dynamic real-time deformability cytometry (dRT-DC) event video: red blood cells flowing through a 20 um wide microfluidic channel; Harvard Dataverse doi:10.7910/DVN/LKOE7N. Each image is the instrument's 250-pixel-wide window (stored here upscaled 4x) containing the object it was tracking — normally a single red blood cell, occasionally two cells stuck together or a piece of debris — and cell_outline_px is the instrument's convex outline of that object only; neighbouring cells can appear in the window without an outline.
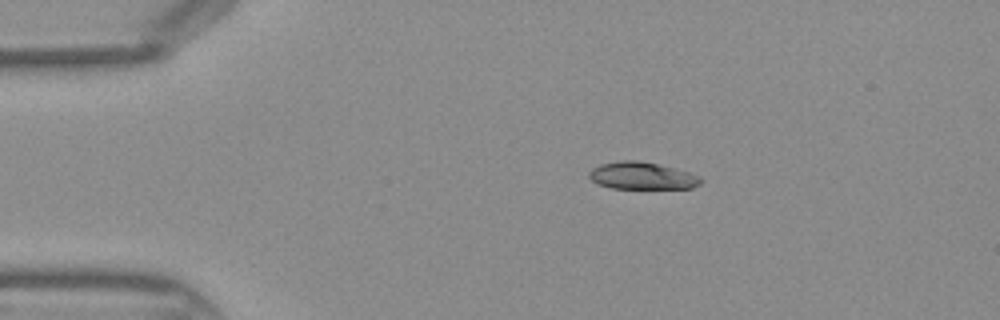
{"species": "Egyptian fruit bat (a non-hibernating species)", "species_latin": "Rousettus aegyptiacus", "temperature_condition": "warm", "stored_images_in_passage": 37, "camera_frame_rate_fps": 3000, "um_per_image_px": 0.085, "frame": {"image": 1, "passage_image": 1, "time_ms": 0.0, "image_size_px": [1000, 320], "cell_outline_px": [[704, 180], [700, 184], [692, 188], [612, 188], [596, 184], [588, 176], [588, 172], [592, 168], [600, 164], [620, 160], [636, 160], [656, 164], [688, 172], [700, 176]], "centroid_in_image_um": [54.54, 14.94], "position_along_channel_um": 30.5, "area_um2": 17.69}}
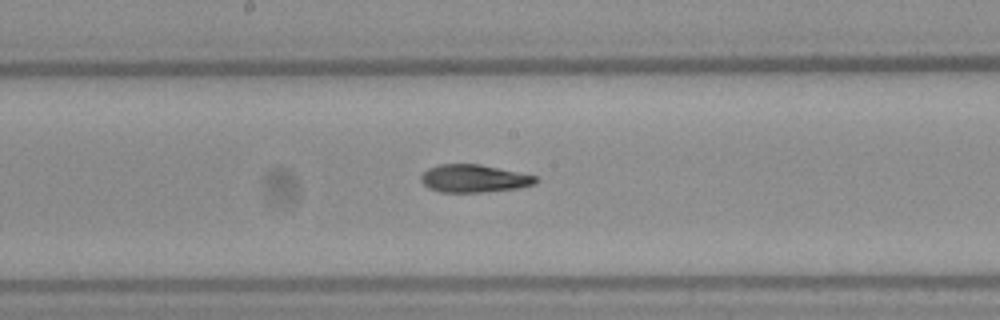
{"frame": {"image": 2, "passage_image": 16, "time_ms": 5.0, "image_size_px": [1000, 320], "cell_outline_px": [[540, 180], [536, 184], [520, 188], [484, 192], [440, 192], [428, 188], [420, 180], [420, 176], [428, 168], [440, 164], [480, 164], [536, 176]], "centroid_in_image_um": [40.3, 15.18], "position_along_channel_um": 207.9, "area_um2": 18.67}}
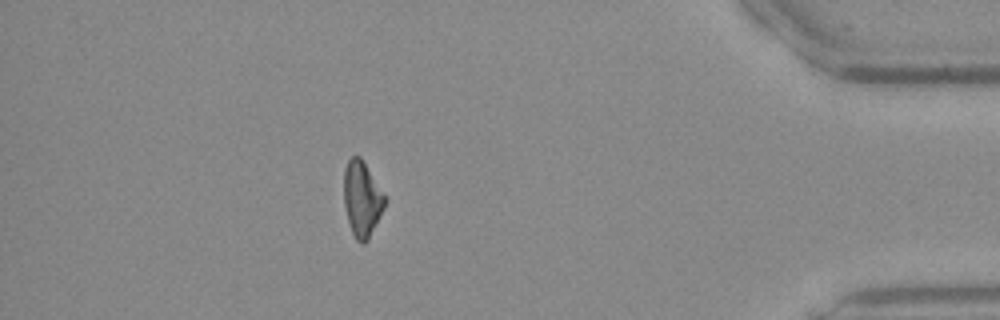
{"frame": {"image": 3, "passage_image": 32, "time_ms": 10.333, "image_size_px": [1000, 320], "cell_outline_px": [[388, 200], [368, 240], [364, 244], [360, 244], [356, 240], [352, 232], [348, 220], [344, 204], [344, 168], [348, 160], [352, 156], [360, 156], [384, 192]], "centroid_in_image_um": [30.78, 16.91], "position_along_channel_um": 404.4, "area_um2": 18.15}}